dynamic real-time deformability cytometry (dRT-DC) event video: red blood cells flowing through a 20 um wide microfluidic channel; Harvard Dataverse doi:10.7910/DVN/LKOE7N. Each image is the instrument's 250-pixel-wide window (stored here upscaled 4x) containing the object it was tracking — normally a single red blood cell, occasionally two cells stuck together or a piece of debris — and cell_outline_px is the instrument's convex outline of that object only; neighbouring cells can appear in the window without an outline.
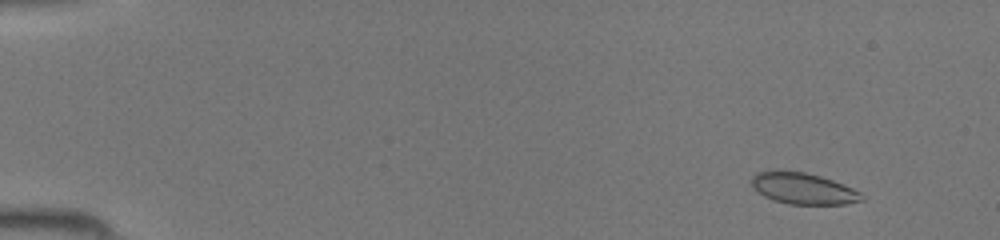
{"species": "common noctule bat (a hibernating species)", "species_latin": "Nyctalus noctula", "temperature_condition": "room temperature", "stored_images_in_passage": 44, "camera_frame_rate_fps": 3000, "um_per_image_px": 0.085, "animal": {"sex": "female", "body_mass_g": 19.5, "forearm_length_mm": 54.1}, "frame": {"image": 1, "passage_image": 2, "time_ms": 0.333, "image_size_px": [1000, 240], "cell_outline_px": [[864, 200], [844, 204], [788, 204], [772, 200], [764, 196], [752, 188], [752, 176], [756, 172], [776, 168], [804, 172], [820, 176], [832, 180], [852, 188], [860, 192], [864, 196]], "centroid_in_image_um": [68.21, 16.0], "position_along_channel_um": 16.8, "area_um2": 20.46}}
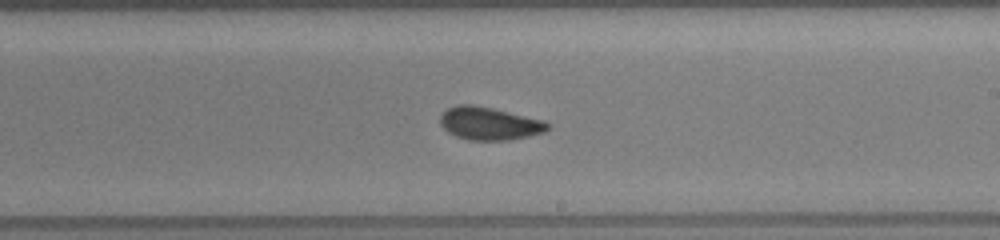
{"frame": {"image": 2, "passage_image": 26, "time_ms": 8.333, "image_size_px": [1000, 240], "cell_outline_px": [[552, 124], [544, 132], [512, 140], [468, 140], [456, 136], [448, 132], [440, 124], [440, 116], [448, 108], [456, 104], [472, 104], [492, 108], [544, 120]], "centroid_in_image_um": [41.6, 10.5], "position_along_channel_um": 247.4, "area_um2": 20.63}}
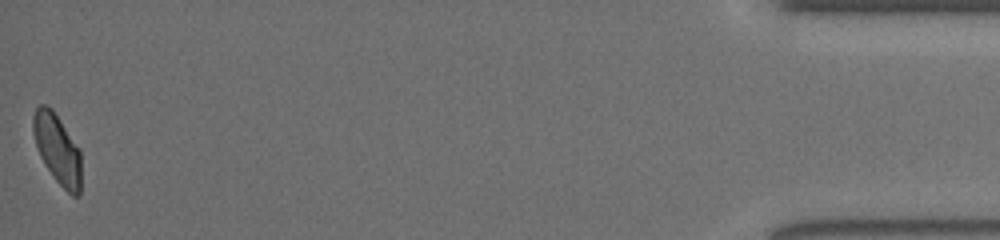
{"frame": {"image": 3, "passage_image": 44, "time_ms": 14.333, "image_size_px": [1000, 240], "cell_outline_px": [[80, 196], [72, 196], [52, 176], [44, 164], [40, 156], [32, 132], [32, 116], [36, 108], [40, 104], [44, 104], [52, 108], [80, 148]], "centroid_in_image_um": [4.86, 12.64], "position_along_channel_um": 430.3, "area_um2": 19.65}}